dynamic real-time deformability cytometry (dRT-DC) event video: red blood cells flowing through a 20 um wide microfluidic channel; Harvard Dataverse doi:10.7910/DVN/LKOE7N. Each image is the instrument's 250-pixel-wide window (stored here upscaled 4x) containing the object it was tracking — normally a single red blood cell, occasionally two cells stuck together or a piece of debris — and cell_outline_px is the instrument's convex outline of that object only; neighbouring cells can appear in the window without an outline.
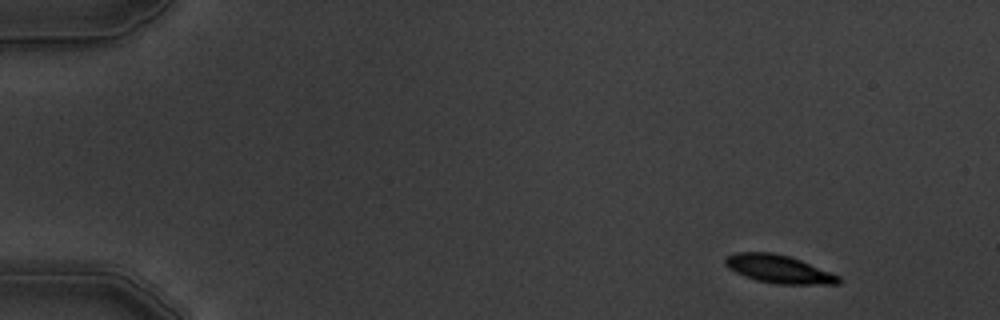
{"species": "common noctule bat (a hibernating species)", "species_latin": "Nyctalus noctula", "temperature_condition": "warm", "stored_images_in_passage": 4, "camera_frame_rate_fps": 3000, "um_per_image_px": 0.085, "animal": {"sex": "male", "body_mass_g": 19.5, "forearm_length_mm": 54.6}, "frame": {"image": 1, "passage_image": 1, "time_ms": 0.0, "image_size_px": [1000, 320], "cell_outline_px": [[840, 284], [776, 284], [756, 280], [744, 276], [728, 268], [724, 264], [724, 256], [736, 252], [772, 252], [788, 256], [800, 260], [840, 276]], "centroid_in_image_um": [66.14, 22.86], "position_along_channel_um": 18.9, "area_um2": 18.55}}
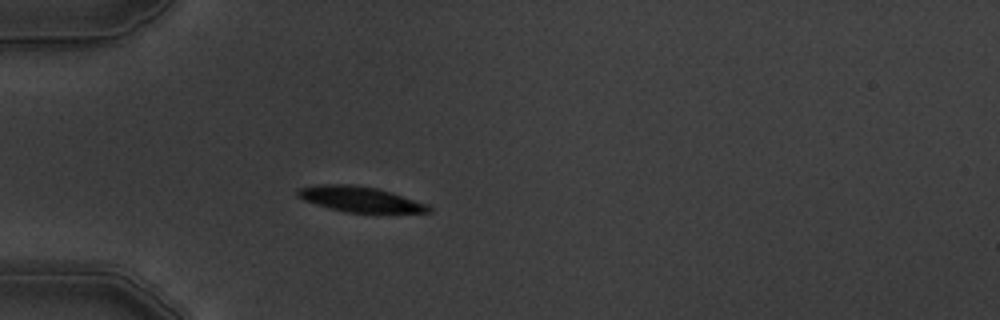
{"frame": {"image": 2, "passage_image": 4, "time_ms": 3.667, "image_size_px": [1000, 320], "cell_outline_px": [[432, 212], [344, 212], [316, 204], [304, 200], [296, 196], [296, 192], [300, 188], [320, 184], [348, 184], [376, 188], [392, 192], [428, 204], [432, 208]], "centroid_in_image_um": [30.6, 16.93], "position_along_channel_um": 54.4, "area_um2": 19.19}}